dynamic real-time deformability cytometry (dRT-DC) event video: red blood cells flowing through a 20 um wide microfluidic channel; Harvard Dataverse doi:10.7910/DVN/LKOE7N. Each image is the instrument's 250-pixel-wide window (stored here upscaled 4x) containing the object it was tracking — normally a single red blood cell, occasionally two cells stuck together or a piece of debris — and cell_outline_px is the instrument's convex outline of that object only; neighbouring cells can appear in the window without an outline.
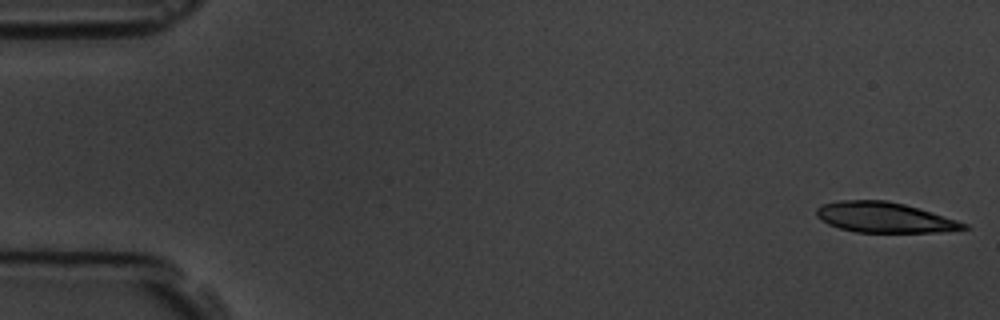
{"species": "common noctule bat (a hibernating species)", "species_latin": "Nyctalus noctula", "temperature_condition": "room temperature", "stored_images_in_passage": 7, "camera_frame_rate_fps": 3000, "um_per_image_px": 0.085, "animal": {"sex": "male", "body_mass_g": 19.5, "forearm_length_mm": 54.6}, "frame": {"image": 1, "passage_image": 1, "time_ms": 0.0, "image_size_px": [1000, 320], "cell_outline_px": [[972, 228], [940, 232], [856, 232], [840, 228], [828, 224], [820, 220], [816, 216], [816, 208], [820, 204], [836, 200], [888, 200], [904, 204], [932, 212], [968, 224]], "centroid_in_image_um": [75.15, 18.47], "position_along_channel_um": 9.9, "area_um2": 26.18}}
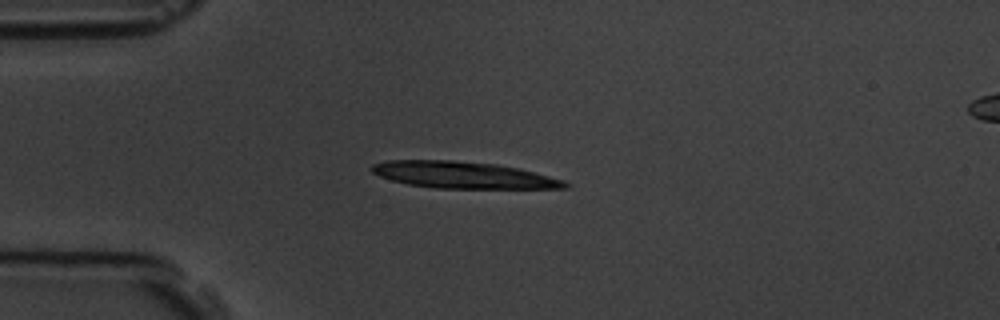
{"frame": {"image": 2, "passage_image": 4, "time_ms": 4.333, "image_size_px": [1000, 320], "cell_outline_px": [[572, 184], [568, 188], [436, 188], [408, 184], [392, 180], [380, 176], [372, 172], [372, 164], [384, 160], [452, 160], [496, 164], [520, 168], [564, 180]], "centroid_in_image_um": [39.4, 14.87], "position_along_channel_um": 45.6, "area_um2": 30.06}}